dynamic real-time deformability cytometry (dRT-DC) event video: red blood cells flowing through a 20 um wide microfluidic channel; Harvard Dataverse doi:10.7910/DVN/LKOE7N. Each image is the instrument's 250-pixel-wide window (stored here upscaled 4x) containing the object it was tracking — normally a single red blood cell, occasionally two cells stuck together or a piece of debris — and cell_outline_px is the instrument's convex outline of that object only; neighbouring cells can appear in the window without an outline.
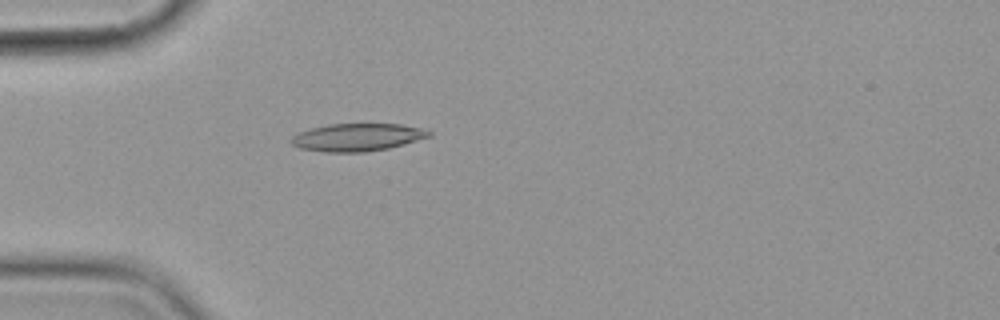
{"species": "common noctule bat (a hibernating species)", "species_latin": "Nyctalus noctula", "temperature_condition": "cold", "stored_images_in_passage": 4, "camera_frame_rate_fps": 3000, "um_per_image_px": 0.085, "animal": {"sex": "female", "body_mass_g": 19.9}, "frame": {"image": 1, "passage_image": 4, "time_ms": 4.667, "image_size_px": [1000, 320], "cell_outline_px": [[432, 136], [388, 148], [364, 152], [324, 152], [300, 148], [292, 144], [288, 140], [292, 136], [300, 132], [312, 128], [328, 124], [400, 124], [420, 128], [432, 132]], "centroid_in_image_um": [30.35, 11.67], "position_along_channel_um": 54.7, "area_um2": 22.08}}